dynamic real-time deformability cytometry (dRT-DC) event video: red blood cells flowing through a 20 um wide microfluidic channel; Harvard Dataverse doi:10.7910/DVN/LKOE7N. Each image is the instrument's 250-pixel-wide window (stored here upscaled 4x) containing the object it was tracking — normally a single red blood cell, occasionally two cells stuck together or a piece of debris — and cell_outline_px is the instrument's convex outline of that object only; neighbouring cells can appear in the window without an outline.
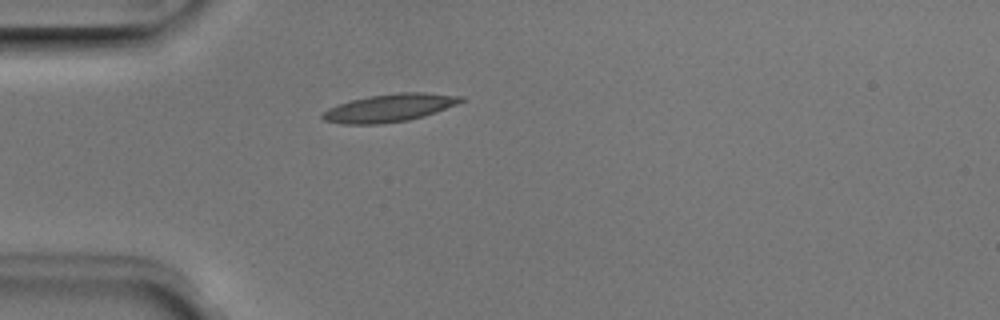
{"species": "Egyptian fruit bat (a non-hibernating species)", "species_latin": "Rousettus aegyptiacus", "temperature_condition": "room temperature", "stored_images_in_passage": 1, "camera_frame_rate_fps": 3000, "um_per_image_px": 0.085, "animal": {"sex": "male"}, "frame": {"image": 1, "passage_image": 1, "time_ms": 0.0, "image_size_px": [1000, 320], "cell_outline_px": [[464, 100], [456, 104], [424, 116], [408, 120], [380, 124], [344, 124], [324, 120], [320, 116], [328, 108], [352, 100], [368, 96], [396, 92], [424, 92], [464, 96]], "centroid_in_image_um": [33.11, 9.16], "position_along_channel_um": 51.9, "area_um2": 22.31}}